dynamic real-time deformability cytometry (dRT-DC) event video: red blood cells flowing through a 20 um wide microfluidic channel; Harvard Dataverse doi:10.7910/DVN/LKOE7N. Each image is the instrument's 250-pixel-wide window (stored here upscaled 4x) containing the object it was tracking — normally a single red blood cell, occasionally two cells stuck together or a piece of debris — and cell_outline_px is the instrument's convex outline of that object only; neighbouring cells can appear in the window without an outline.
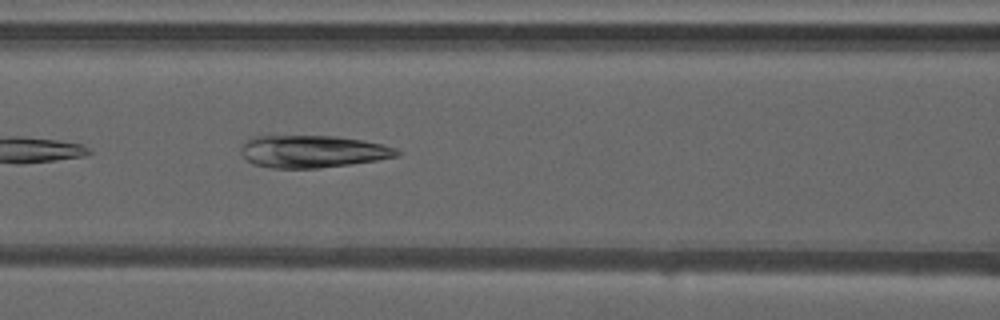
{"species": "common noctule bat (a hibernating species)", "species_latin": "Nyctalus noctula", "temperature_condition": "warm", "stored_images_in_passage": 23, "camera_frame_rate_fps": 3000, "um_per_image_px": 0.085, "animal": {"sex": "male", "forearm_length_mm": 52.5}, "frame": {"image": 1, "passage_image": 17, "time_ms": 5.333, "image_size_px": [1000, 320], "cell_outline_px": [[400, 152], [396, 156], [376, 160], [320, 168], [272, 168], [252, 164], [240, 152], [240, 144], [244, 140], [252, 136], [336, 136], [384, 144], [396, 148]], "centroid_in_image_um": [26.5, 12.87], "position_along_channel_um": 140.1, "area_um2": 29.42}}
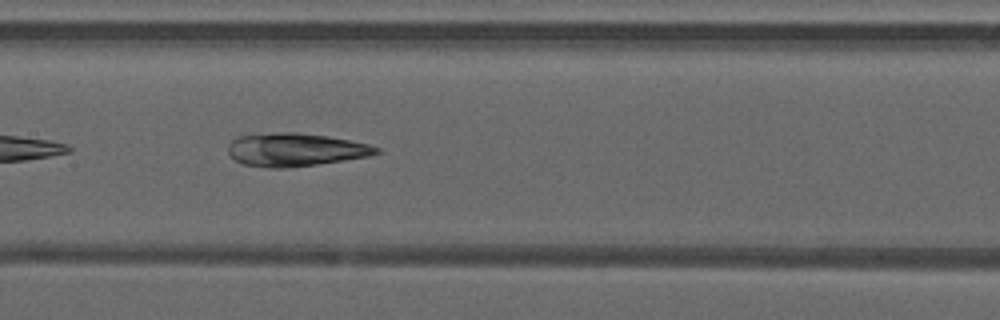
{"frame": {"image": 2, "passage_image": 20, "time_ms": 6.333, "image_size_px": [1000, 320], "cell_outline_px": [[380, 152], [368, 156], [344, 160], [316, 164], [284, 168], [268, 168], [244, 164], [236, 160], [228, 152], [228, 144], [236, 136], [276, 132], [296, 132], [328, 136], [368, 144], [380, 148]], "centroid_in_image_um": [25.08, 12.71], "position_along_channel_um": 182.3, "area_um2": 28.5}}